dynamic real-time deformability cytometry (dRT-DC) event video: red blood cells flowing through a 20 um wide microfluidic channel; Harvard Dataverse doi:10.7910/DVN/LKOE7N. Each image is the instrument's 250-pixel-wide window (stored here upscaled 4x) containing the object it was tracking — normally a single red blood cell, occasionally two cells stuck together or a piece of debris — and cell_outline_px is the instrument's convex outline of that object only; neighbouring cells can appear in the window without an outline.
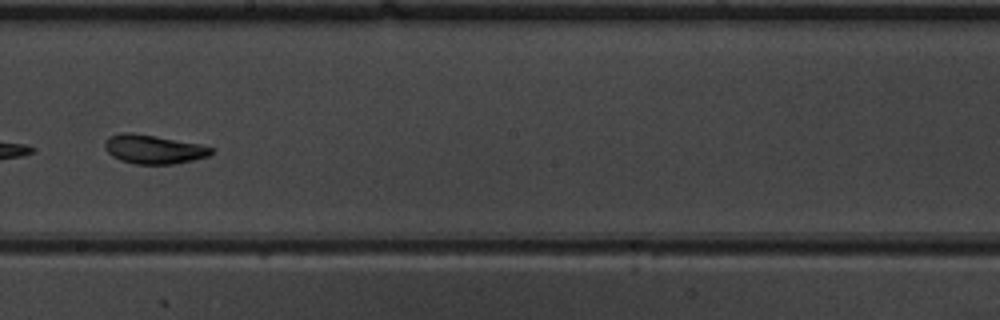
{"species": "common noctule bat (a hibernating species)", "species_latin": "Nyctalus noctula", "temperature_condition": "warm", "stored_images_in_passage": 45, "camera_frame_rate_fps": 3000, "um_per_image_px": 0.085, "animal": {"sex": "male", "body_mass_g": 19.5, "forearm_length_mm": 54.6}, "frame": {"image": 1, "passage_image": 24, "time_ms": 7.667, "image_size_px": [1000, 320], "cell_outline_px": [[216, 152], [208, 156], [192, 160], [172, 164], [136, 164], [120, 160], [112, 156], [104, 148], [104, 140], [108, 136], [120, 132], [132, 132], [156, 136], [200, 144], [216, 148]], "centroid_in_image_um": [13.05, 12.67], "position_along_channel_um": 235.1, "area_um2": 18.21}}
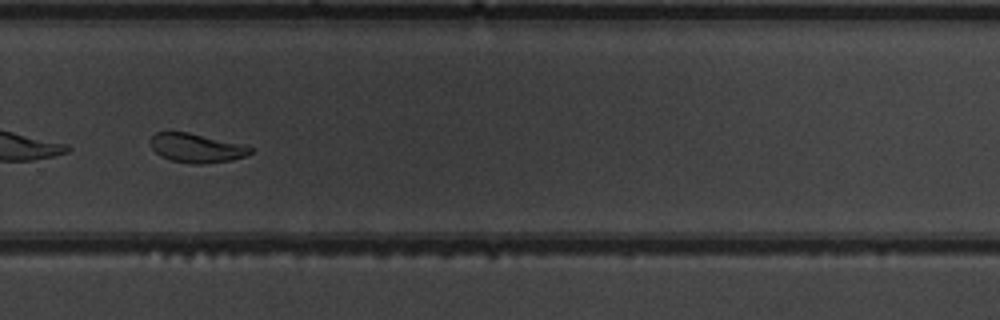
{"frame": {"image": 2, "passage_image": 30, "time_ms": 9.667, "image_size_px": [1000, 320], "cell_outline_px": [[252, 152], [244, 156], [232, 160], [200, 164], [192, 164], [172, 160], [160, 156], [152, 148], [148, 140], [156, 132], [188, 132], [244, 144], [252, 148]], "centroid_in_image_um": [16.68, 12.57], "position_along_channel_um": 313.1, "area_um2": 16.94}}
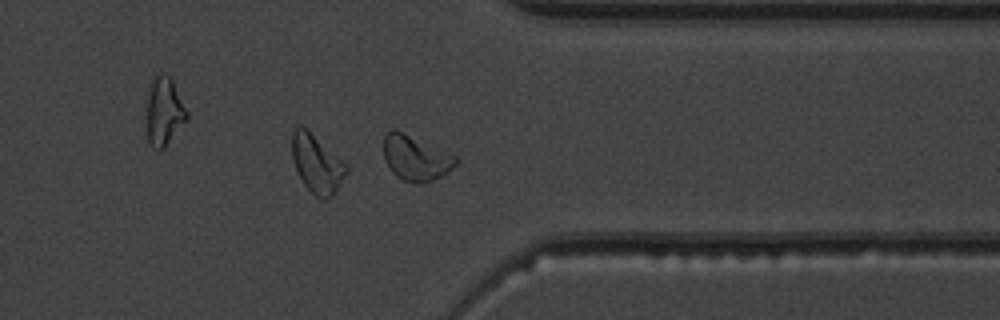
{"frame": {"image": 3, "passage_image": 35, "time_ms": 11.333, "image_size_px": [1000, 320], "cell_outline_px": [[460, 160], [444, 176], [424, 184], [416, 184], [400, 180], [392, 172], [384, 160], [384, 136], [392, 128], [396, 128], [456, 156]], "centroid_in_image_um": [35.33, 13.45], "position_along_channel_um": 376.1, "area_um2": 19.42}, "authors_computed_cell_mechanics": {"area_um2": 18.5538, "velocity_mm_per_s": 3.9167, "shape_relaxation_time_tau1_ms": 7.7169, "shape_relaxation_time_tau2_ms": 1.8195, "deformation_change_tau1": 0.1995, "deformation_change_tau2": 0.0862}}